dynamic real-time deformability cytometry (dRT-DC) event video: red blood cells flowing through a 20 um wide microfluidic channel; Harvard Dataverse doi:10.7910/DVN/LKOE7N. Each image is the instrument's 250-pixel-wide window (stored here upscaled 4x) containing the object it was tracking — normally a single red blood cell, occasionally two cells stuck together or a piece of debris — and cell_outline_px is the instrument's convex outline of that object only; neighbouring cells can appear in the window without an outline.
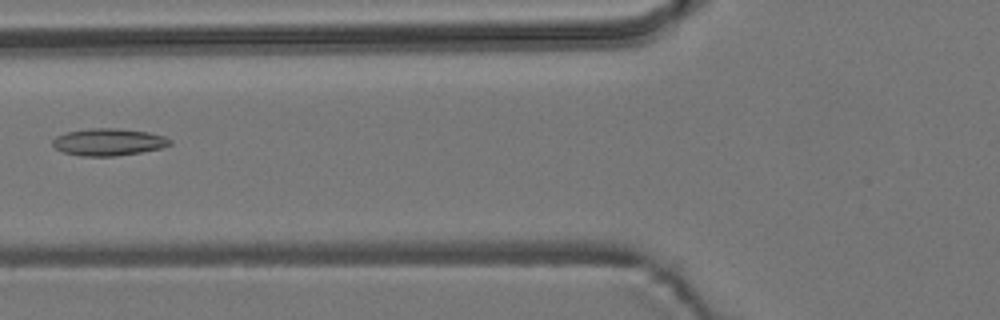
{"species": "common noctule bat (a hibernating species)", "species_latin": "Nyctalus noctula", "temperature_condition": "room temperature", "stored_images_in_passage": 2, "camera_frame_rate_fps": 3000, "um_per_image_px": 0.085, "animal": {"sex": "male", "body_mass_g": 19.2, "forearm_length_mm": 51.8}, "frame": {"image": 1, "passage_image": 2, "time_ms": 0.333, "image_size_px": [1000, 320], "cell_outline_px": [[172, 144], [160, 148], [140, 152], [116, 156], [80, 156], [64, 152], [56, 148], [52, 144], [52, 140], [56, 136], [68, 132], [88, 128], [116, 128], [148, 132], [164, 136], [172, 140]], "centroid_in_image_um": [9.22, 12.07], "position_along_channel_um": 116.6, "area_um2": 18.5}}